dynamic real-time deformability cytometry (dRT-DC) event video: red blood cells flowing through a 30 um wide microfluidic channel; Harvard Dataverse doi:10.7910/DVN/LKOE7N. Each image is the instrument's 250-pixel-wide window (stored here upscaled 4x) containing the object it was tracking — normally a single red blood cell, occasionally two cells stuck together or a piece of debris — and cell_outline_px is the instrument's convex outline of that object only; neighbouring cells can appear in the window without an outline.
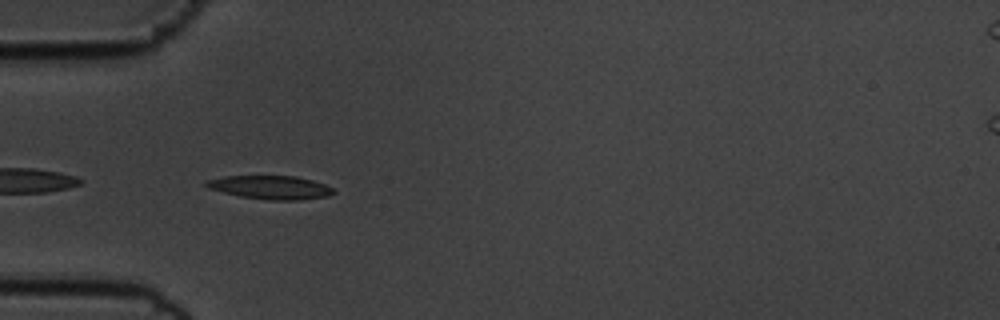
{"species": "common noctule bat (a hibernating species)", "species_latin": "Nyctalus noctula", "temperature_condition": "cold", "stored_images_in_passage": 41, "camera_frame_rate_fps": 3000, "um_per_image_px": 0.085, "animal": {"sex": "male", "body_mass_g": 19.5, "forearm_length_mm": 54.6}, "frame": {"image": 1, "passage_image": 2, "time_ms": 0.333, "image_size_px": [1000, 320], "cell_outline_px": [[336, 192], [328, 196], [300, 200], [268, 200], [240, 196], [208, 188], [204, 184], [204, 180], [224, 176], [296, 176], [312, 180], [324, 184], [332, 188]], "centroid_in_image_um": [22.98, 15.92], "position_along_channel_um": 62.0, "area_um2": 17.46}}
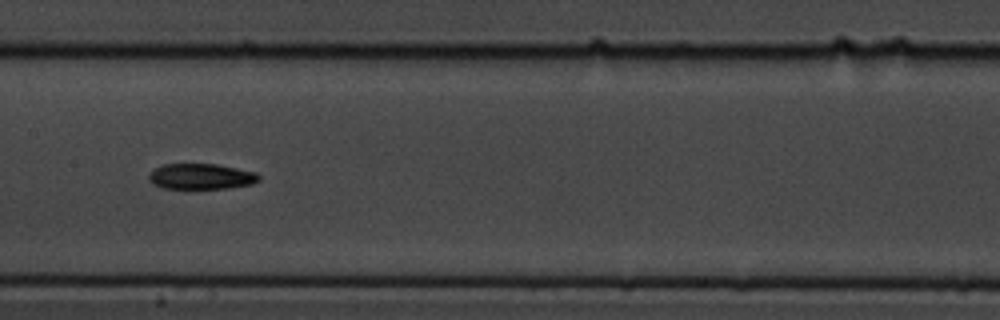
{"frame": {"image": 2, "passage_image": 13, "time_ms": 4.0, "image_size_px": [1000, 320], "cell_outline_px": [[260, 180], [252, 184], [228, 188], [164, 188], [152, 184], [148, 180], [148, 176], [156, 168], [164, 164], [216, 164], [256, 172], [260, 176]], "centroid_in_image_um": [17.11, 15.0], "position_along_channel_um": 190.3, "area_um2": 16.36}}
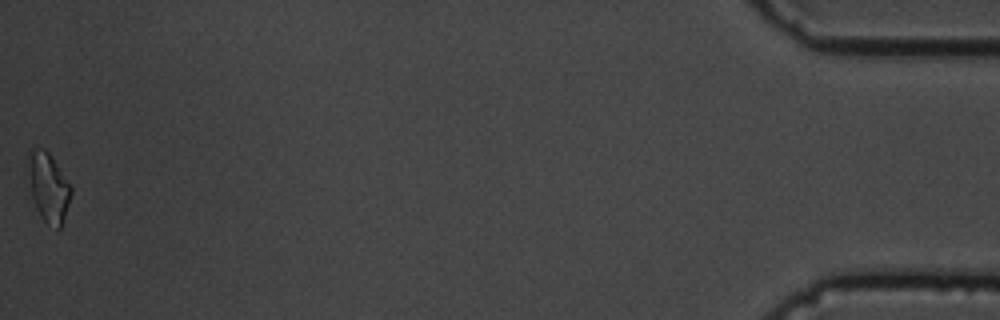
{"frame": {"image": 3, "passage_image": 41, "time_ms": 13.333, "image_size_px": [1000, 320], "cell_outline_px": [[72, 192], [64, 220], [60, 228], [56, 228], [48, 224], [40, 216], [36, 208], [32, 196], [32, 148], [44, 148], [48, 152], [72, 188]], "centroid_in_image_um": [4.2, 16.02], "position_along_channel_um": 431.0, "area_um2": 16.07}, "authors_computed_cell_mechanics": {"area_um2": 16.5308, "velocity_mm_per_s": 3.5681, "shape_relaxation_time_tau1_ms": 4.4991, "shape_relaxation_time_tau2_ms": null, "deformation_change_tau1": 0.12, "deformation_change_tau2": null}}